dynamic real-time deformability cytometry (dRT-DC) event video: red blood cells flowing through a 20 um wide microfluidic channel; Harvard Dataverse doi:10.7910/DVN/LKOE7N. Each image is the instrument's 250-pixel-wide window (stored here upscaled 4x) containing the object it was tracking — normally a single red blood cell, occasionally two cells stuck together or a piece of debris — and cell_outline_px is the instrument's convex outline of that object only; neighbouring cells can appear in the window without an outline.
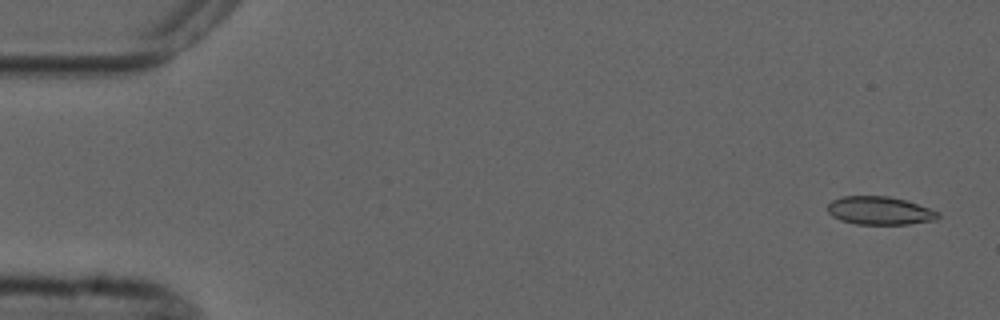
{"species": "common noctule bat (a hibernating species)", "species_latin": "Nyctalus noctula", "temperature_condition": "cold", "stored_images_in_passage": 5, "camera_frame_rate_fps": 3000, "um_per_image_px": 0.085, "animal": {"sex": "male", "forearm_length_mm": 52.5}, "frame": {"image": 1, "passage_image": 1, "time_ms": 0.0, "image_size_px": [1000, 320], "cell_outline_px": [[940, 216], [936, 220], [908, 224], [856, 224], [840, 220], [832, 216], [828, 212], [828, 204], [832, 200], [840, 196], [888, 196], [904, 200], [940, 212]], "centroid_in_image_um": [74.76, 17.91], "position_along_channel_um": 10.2, "area_um2": 18.09}}
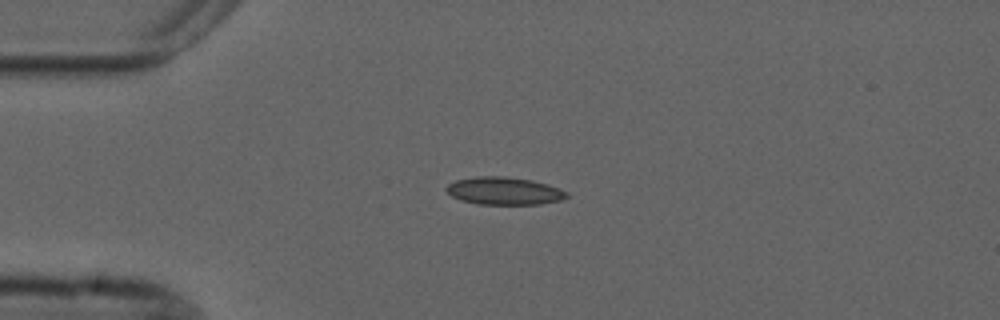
{"frame": {"image": 2, "passage_image": 4, "time_ms": 3.667, "image_size_px": [1000, 320], "cell_outline_px": [[568, 196], [560, 200], [540, 204], [476, 204], [460, 200], [452, 196], [444, 188], [448, 184], [456, 180], [476, 176], [504, 176], [532, 180], [548, 184], [560, 188], [568, 192]], "centroid_in_image_um": [42.85, 16.22], "position_along_channel_um": 42.2, "area_um2": 19.48}}